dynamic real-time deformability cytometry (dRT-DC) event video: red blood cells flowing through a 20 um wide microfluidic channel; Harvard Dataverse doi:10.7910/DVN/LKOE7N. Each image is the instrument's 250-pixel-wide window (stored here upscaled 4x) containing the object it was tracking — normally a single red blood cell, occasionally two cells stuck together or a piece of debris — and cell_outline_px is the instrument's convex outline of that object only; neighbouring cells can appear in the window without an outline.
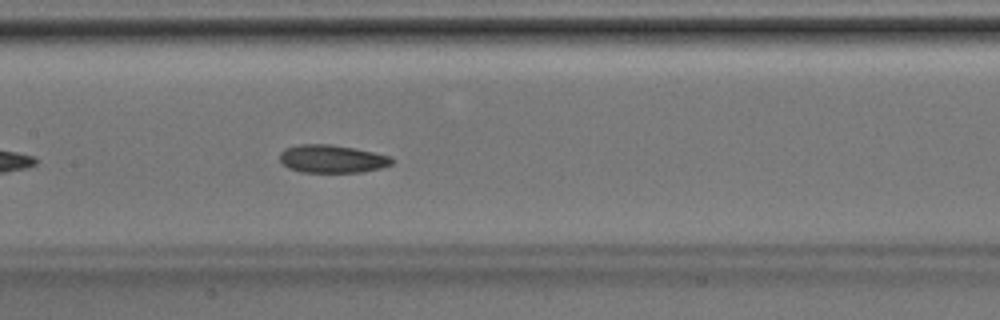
{"species": "Egyptian fruit bat (a non-hibernating species)", "species_latin": "Rousettus aegyptiacus", "temperature_condition": "room temperature", "stored_images_in_passage": 30, "camera_frame_rate_fps": 3000, "um_per_image_px": 0.085, "animal": {"sex": "male"}, "frame": {"image": 1, "passage_image": 9, "time_ms": 2.667, "image_size_px": [1000, 320], "cell_outline_px": [[392, 164], [380, 168], [364, 172], [300, 172], [288, 168], [280, 160], [280, 152], [284, 148], [300, 144], [332, 144], [392, 156]], "centroid_in_image_um": [28.2, 13.5], "position_along_channel_um": 179.2, "area_um2": 18.26}}